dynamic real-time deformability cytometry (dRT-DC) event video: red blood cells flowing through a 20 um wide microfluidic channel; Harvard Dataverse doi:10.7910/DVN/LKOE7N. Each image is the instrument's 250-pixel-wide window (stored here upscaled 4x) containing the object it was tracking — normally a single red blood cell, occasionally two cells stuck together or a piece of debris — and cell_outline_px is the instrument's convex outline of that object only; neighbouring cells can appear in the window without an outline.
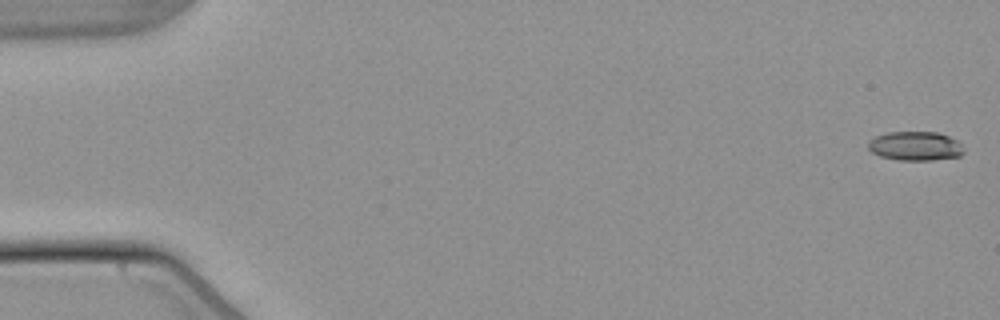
{"species": "common noctule bat (a hibernating species)", "species_latin": "Nyctalus noctula", "temperature_condition": "warm", "stored_images_in_passage": 54, "camera_frame_rate_fps": 3000, "um_per_image_px": 0.085, "animal": {"sex": "male", "body_mass_g": 21.5, "forearm_length_mm": 52.0}, "frame": {"image": 1, "passage_image": 1, "time_ms": 0.0, "image_size_px": [1000, 320], "cell_outline_px": [[964, 152], [960, 156], [932, 160], [896, 160], [880, 156], [872, 152], [868, 148], [868, 140], [876, 136], [888, 132], [936, 132], [948, 136], [956, 140], [960, 144]], "centroid_in_image_um": [77.77, 12.41], "position_along_channel_um": 7.2, "area_um2": 16.18}}
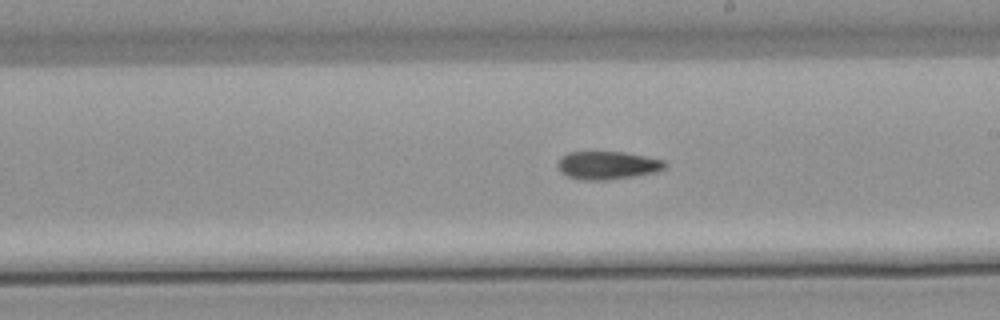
{"frame": {"image": 2, "passage_image": 31, "time_ms": 10.0, "image_size_px": [1000, 320], "cell_outline_px": [[664, 168], [656, 172], [608, 180], [584, 180], [568, 176], [560, 172], [556, 164], [568, 152], [624, 152], [664, 160]], "centroid_in_image_um": [51.61, 14.05], "position_along_channel_um": 237.4, "area_um2": 17.28}}
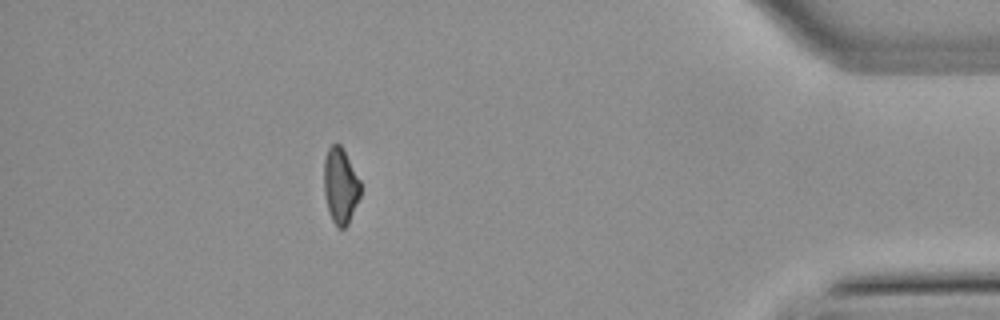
{"frame": {"image": 3, "passage_image": 48, "time_ms": 15.667, "image_size_px": [1000, 320], "cell_outline_px": [[360, 196], [348, 224], [344, 228], [336, 228], [328, 212], [324, 192], [324, 160], [328, 148], [332, 144], [340, 144], [360, 180]], "centroid_in_image_um": [28.92, 15.82], "position_along_channel_um": 406.3, "area_um2": 16.07}}